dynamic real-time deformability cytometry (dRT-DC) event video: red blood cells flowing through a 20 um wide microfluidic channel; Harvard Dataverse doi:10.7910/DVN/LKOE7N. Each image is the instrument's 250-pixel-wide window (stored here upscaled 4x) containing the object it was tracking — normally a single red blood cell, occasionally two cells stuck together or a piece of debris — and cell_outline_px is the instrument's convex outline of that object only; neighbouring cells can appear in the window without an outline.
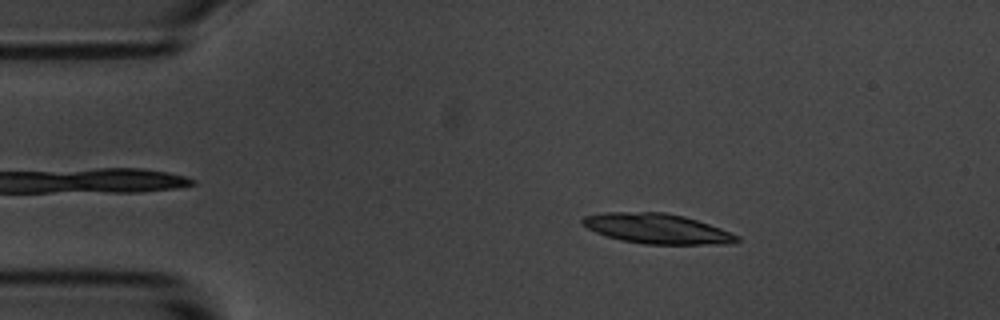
{"species": "common noctule bat (a hibernating species)", "species_latin": "Nyctalus noctula", "temperature_condition": "room temperature", "stored_images_in_passage": 3, "camera_frame_rate_fps": 3000, "um_per_image_px": 0.085, "animal": {"sex": "male", "body_mass_g": 20.1, "forearm_length_mm": 53.5}, "frame": {"image": 1, "passage_image": 2, "time_ms": 1.333, "image_size_px": [1000, 320], "cell_outline_px": [[740, 240], [724, 244], [644, 244], [620, 240], [596, 232], [580, 224], [580, 220], [584, 216], [604, 212], [664, 212], [684, 216], [720, 228], [740, 236]], "centroid_in_image_um": [55.81, 19.43], "position_along_channel_um": 29.2, "area_um2": 26.93}}